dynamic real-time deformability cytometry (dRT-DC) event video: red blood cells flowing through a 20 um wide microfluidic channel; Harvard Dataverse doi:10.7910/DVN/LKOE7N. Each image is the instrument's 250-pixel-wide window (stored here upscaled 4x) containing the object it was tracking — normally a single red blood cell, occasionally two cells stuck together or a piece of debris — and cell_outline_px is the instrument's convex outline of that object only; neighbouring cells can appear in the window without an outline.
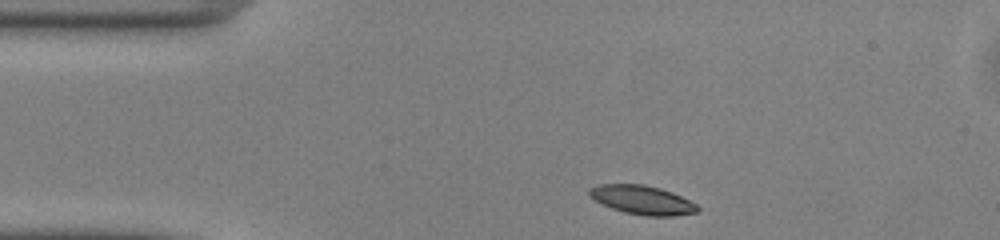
{"species": "common noctule bat (a hibernating species)", "species_latin": "Nyctalus noctula", "temperature_condition": "warm", "stored_images_in_passage": 41, "camera_frame_rate_fps": 3000, "um_per_image_px": 0.085, "animal": {"sex": "male", "body_mass_g": 13.0, "forearm_length_mm": 53.1}, "frame": {"image": 1, "passage_image": 1, "time_ms": 0.0, "image_size_px": [1000, 240], "cell_outline_px": [[700, 208], [696, 212], [672, 216], [644, 216], [624, 212], [612, 208], [588, 196], [588, 188], [600, 184], [644, 184], [660, 188], [672, 192], [696, 204]], "centroid_in_image_um": [54.57, 16.99], "position_along_channel_um": 30.4, "area_um2": 18.15}}
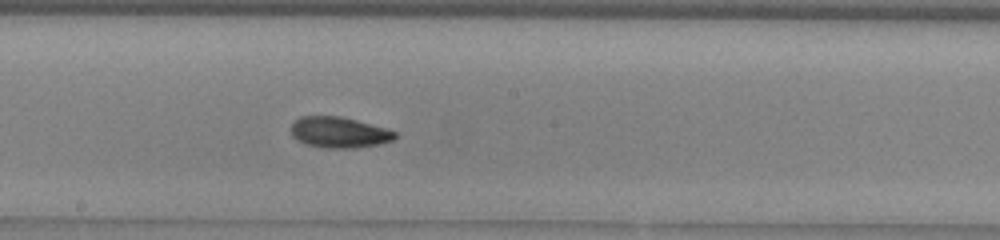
{"frame": {"image": 2, "passage_image": 18, "time_ms": 5.667, "image_size_px": [1000, 240], "cell_outline_px": [[396, 136], [392, 140], [380, 144], [356, 148], [324, 148], [304, 144], [296, 140], [292, 136], [292, 124], [300, 116], [340, 116], [388, 128], [396, 132]], "centroid_in_image_um": [28.82, 11.26], "position_along_channel_um": 219.4, "area_um2": 18.84}}
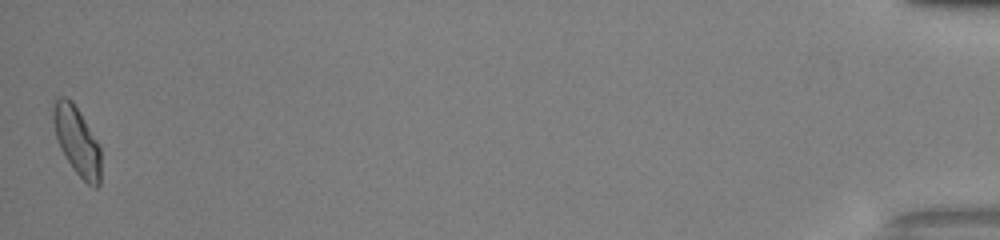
{"frame": {"image": 3, "passage_image": 41, "time_ms": 13.333, "image_size_px": [1000, 240], "cell_outline_px": [[100, 184], [96, 188], [92, 188], [76, 172], [60, 148], [56, 136], [52, 116], [56, 96], [64, 96], [72, 100], [80, 112], [100, 144]], "centroid_in_image_um": [6.56, 11.96], "position_along_channel_um": 428.6, "area_um2": 18.96}, "authors_computed_cell_mechanics": {"area_um2": 18.3804, "velocity_mm_per_s": 4.1049, "shape_relaxation_time_tau1_ms": 3.6248, "shape_relaxation_time_tau2_ms": 4.2878, "deformation_change_tau1": 0.1125, "deformation_change_tau2": 0.108}}